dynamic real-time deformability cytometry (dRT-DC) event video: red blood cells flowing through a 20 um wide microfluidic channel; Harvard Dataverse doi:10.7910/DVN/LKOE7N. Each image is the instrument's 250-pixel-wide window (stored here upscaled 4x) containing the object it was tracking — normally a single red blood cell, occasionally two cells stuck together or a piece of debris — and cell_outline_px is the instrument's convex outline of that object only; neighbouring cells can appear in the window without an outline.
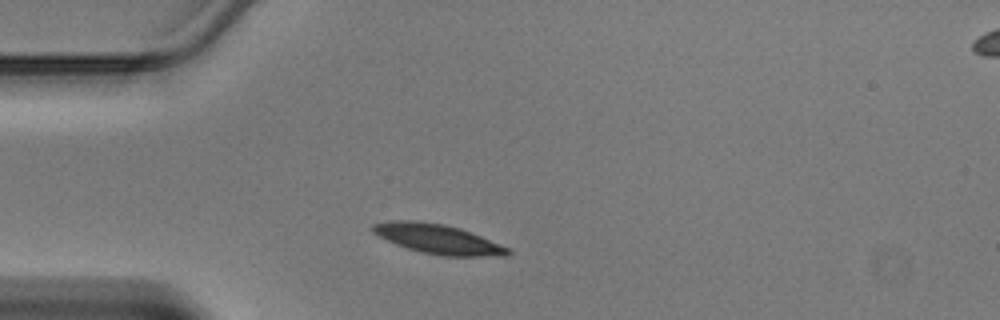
{"species": "Egyptian fruit bat (a non-hibernating species)", "species_latin": "Rousettus aegyptiacus", "temperature_condition": "warm", "stored_images_in_passage": 39, "camera_frame_rate_fps": 3000, "um_per_image_px": 0.085, "animal": {"sex": "male"}, "frame": {"image": 1, "passage_image": 5, "time_ms": 1.333, "image_size_px": [1000, 320], "cell_outline_px": [[512, 252], [508, 256], [444, 256], [420, 252], [396, 244], [372, 232], [372, 224], [392, 220], [416, 220], [444, 224], [460, 228], [500, 244], [508, 248]], "centroid_in_image_um": [37.23, 20.31], "position_along_channel_um": 47.8, "area_um2": 23.12}}
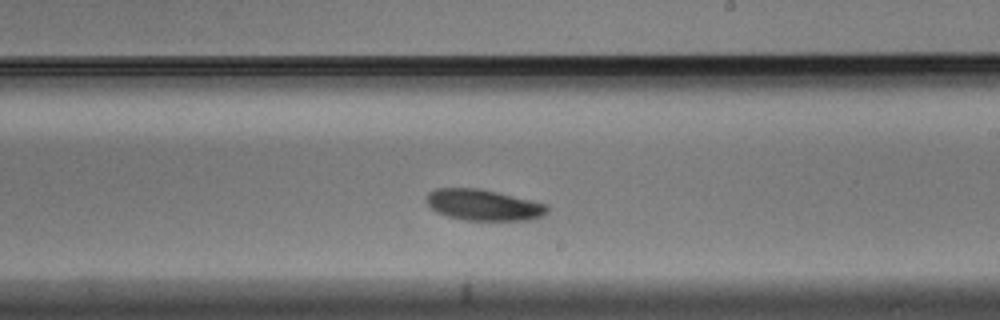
{"frame": {"image": 2, "passage_image": 20, "time_ms": 6.333, "image_size_px": [1000, 320], "cell_outline_px": [[548, 212], [544, 216], [528, 220], [468, 220], [448, 216], [436, 212], [424, 200], [424, 196], [428, 192], [436, 188], [480, 188], [532, 200], [548, 204]], "centroid_in_image_um": [41.09, 17.41], "position_along_channel_um": 247.9, "area_um2": 22.08}}
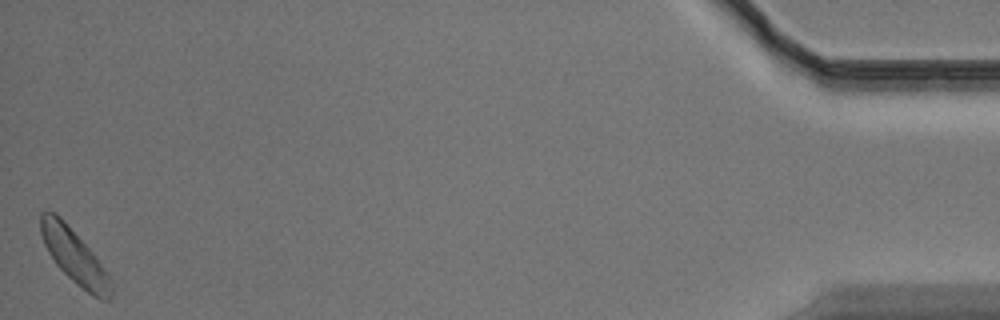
{"frame": {"image": 3, "passage_image": 39, "time_ms": 12.667, "image_size_px": [1000, 320], "cell_outline_px": [[112, 300], [100, 300], [92, 296], [76, 284], [56, 264], [48, 252], [44, 244], [40, 232], [40, 212], [56, 212], [64, 220], [92, 252], [112, 280]], "centroid_in_image_um": [6.33, 21.82], "position_along_channel_um": 428.9, "area_um2": 22.14}}